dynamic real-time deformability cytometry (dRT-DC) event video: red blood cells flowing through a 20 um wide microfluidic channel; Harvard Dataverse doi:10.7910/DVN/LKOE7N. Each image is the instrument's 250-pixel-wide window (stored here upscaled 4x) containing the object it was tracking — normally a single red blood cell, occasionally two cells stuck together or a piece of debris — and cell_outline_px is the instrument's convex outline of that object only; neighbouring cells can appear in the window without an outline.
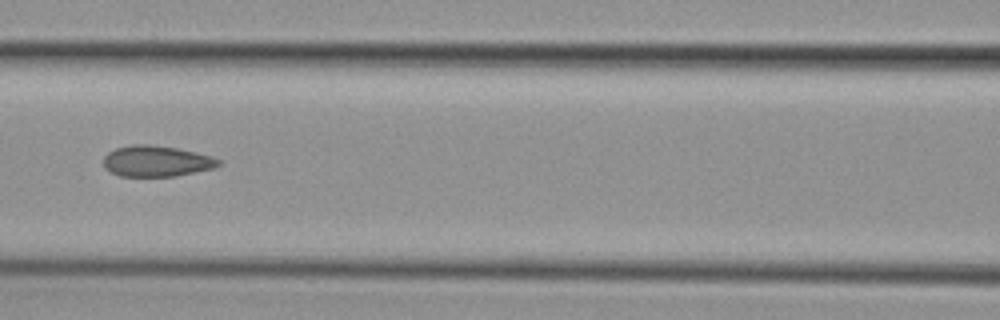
{"species": "common noctule bat (a hibernating species)", "species_latin": "Nyctalus noctula", "temperature_condition": "cold", "stored_images_in_passage": 10, "camera_frame_rate_fps": 3000, "um_per_image_px": 0.085, "animal": {"sex": "female", "body_mass_g": 29.2, "forearm_length_mm": 56.3}, "frame": {"image": 1, "passage_image": 7, "time_ms": 7.667, "image_size_px": [1000, 320], "cell_outline_px": [[220, 164], [212, 168], [176, 176], [120, 176], [104, 168], [104, 156], [108, 152], [116, 148], [132, 144], [148, 144], [176, 148], [196, 152], [212, 156], [220, 160]], "centroid_in_image_um": [13.28, 13.69], "position_along_channel_um": 153.3, "area_um2": 20.63}}
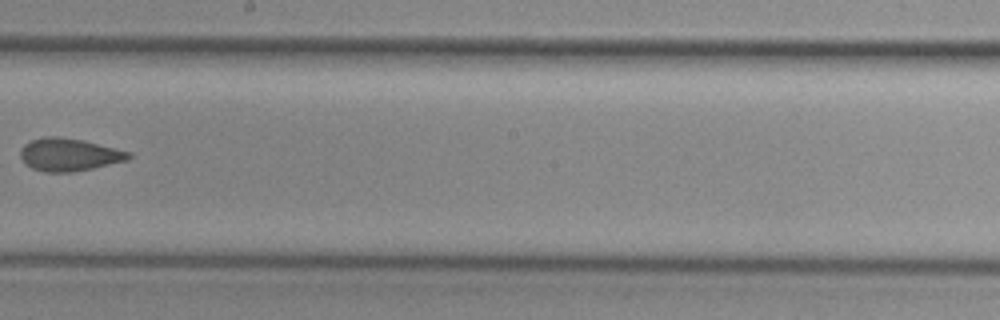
{"frame": {"image": 2, "passage_image": 9, "time_ms": 10.0, "image_size_px": [1000, 320], "cell_outline_px": [[132, 156], [128, 160], [92, 168], [72, 172], [44, 172], [32, 168], [24, 164], [20, 156], [20, 148], [24, 144], [32, 140], [44, 136], [60, 136], [84, 140], [132, 152]], "centroid_in_image_um": [5.86, 13.13], "position_along_channel_um": 242.3, "area_um2": 20.87}}
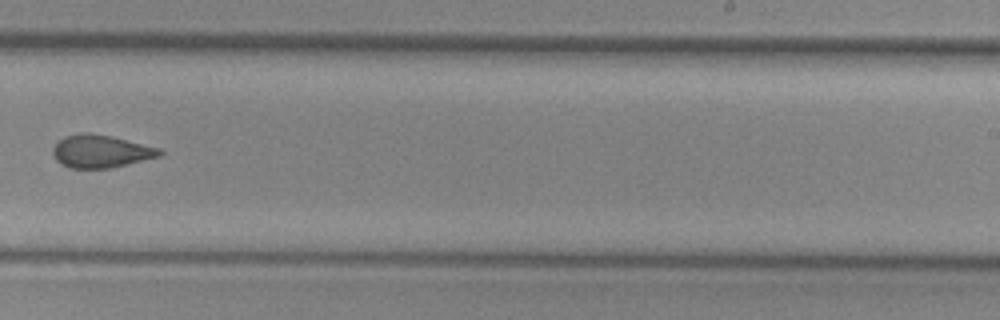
{"frame": {"image": 3, "passage_image": 10, "time_ms": 11.0, "image_size_px": [1000, 320], "cell_outline_px": [[164, 152], [160, 156], [108, 168], [68, 168], [60, 164], [56, 160], [52, 152], [52, 148], [64, 136], [80, 132], [88, 132], [112, 136], [160, 148]], "centroid_in_image_um": [8.54, 12.85], "position_along_channel_um": 280.5, "area_um2": 20.4}}